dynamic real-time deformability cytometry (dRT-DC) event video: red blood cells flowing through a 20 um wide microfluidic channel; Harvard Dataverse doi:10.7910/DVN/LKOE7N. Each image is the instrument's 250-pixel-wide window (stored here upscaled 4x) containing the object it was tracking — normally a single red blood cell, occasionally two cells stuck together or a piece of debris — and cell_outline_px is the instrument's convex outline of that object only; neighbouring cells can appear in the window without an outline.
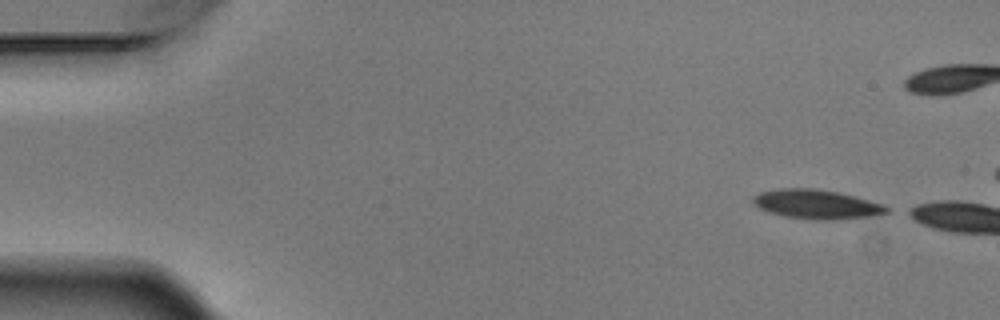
{"species": "Egyptian fruit bat (a non-hibernating species)", "species_latin": "Rousettus aegyptiacus", "temperature_condition": "warm", "stored_images_in_passage": 5, "camera_frame_rate_fps": 3000, "um_per_image_px": 0.085, "animal": {"sex": "male"}, "frame": {"image": 1, "passage_image": 1, "time_ms": 0.0, "image_size_px": [1000, 320], "cell_outline_px": [[888, 212], [876, 216], [832, 220], [824, 220], [788, 216], [768, 212], [760, 208], [752, 200], [752, 196], [760, 192], [776, 188], [816, 188], [836, 192], [884, 204], [888, 208]], "centroid_in_image_um": [69.41, 17.35], "position_along_channel_um": 15.6, "area_um2": 22.54}}